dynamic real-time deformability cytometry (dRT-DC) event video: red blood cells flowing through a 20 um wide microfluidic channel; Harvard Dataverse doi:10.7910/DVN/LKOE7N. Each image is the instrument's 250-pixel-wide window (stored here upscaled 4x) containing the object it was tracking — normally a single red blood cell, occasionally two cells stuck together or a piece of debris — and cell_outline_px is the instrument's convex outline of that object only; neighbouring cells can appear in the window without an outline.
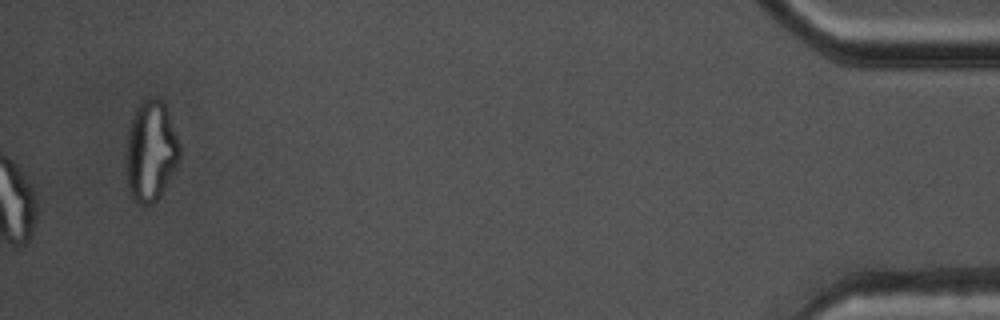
{"species": "common noctule bat (a hibernating species)", "species_latin": "Nyctalus noctula", "temperature_condition": "warm", "stored_images_in_passage": 55, "camera_frame_rate_fps": 3000, "um_per_image_px": 0.085, "animal": {"sex": "male", "body_mass_g": 17.5, "forearm_length_mm": 52.3}, "frame": {"image": 1, "passage_image": 55, "time_ms": 18.0, "image_size_px": [1000, 320], "cell_outline_px": [[180, 160], [160, 196], [152, 204], [144, 208], [132, 196], [128, 188], [124, 160], [128, 128], [132, 116], [136, 108], [144, 100], [152, 96], [156, 96], [164, 100], [180, 144]], "centroid_in_image_um": [12.8, 12.83], "position_along_channel_um": 422.4, "area_um2": 32.14}}